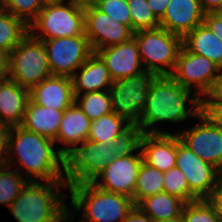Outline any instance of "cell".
Here are the masks:
<instances>
[{
	"mask_svg": "<svg viewBox=\"0 0 222 222\" xmlns=\"http://www.w3.org/2000/svg\"><path fill=\"white\" fill-rule=\"evenodd\" d=\"M54 145L55 142L49 138L20 125L14 126L9 138L6 165L15 169V155L17 167L27 170L24 173L27 174V181H37L36 178L43 182L66 181V158L58 149L55 150Z\"/></svg>",
	"mask_w": 222,
	"mask_h": 222,
	"instance_id": "obj_1",
	"label": "cell"
},
{
	"mask_svg": "<svg viewBox=\"0 0 222 222\" xmlns=\"http://www.w3.org/2000/svg\"><path fill=\"white\" fill-rule=\"evenodd\" d=\"M188 102L191 103L190 109L186 108ZM201 102L202 99L193 91L183 87L170 76H156L149 86L137 126L143 133H170L153 125L164 121L183 122L192 115L197 117L202 111Z\"/></svg>",
	"mask_w": 222,
	"mask_h": 222,
	"instance_id": "obj_2",
	"label": "cell"
},
{
	"mask_svg": "<svg viewBox=\"0 0 222 222\" xmlns=\"http://www.w3.org/2000/svg\"><path fill=\"white\" fill-rule=\"evenodd\" d=\"M62 188L68 189L66 181H28L8 209L17 222H71L74 214L64 204Z\"/></svg>",
	"mask_w": 222,
	"mask_h": 222,
	"instance_id": "obj_3",
	"label": "cell"
},
{
	"mask_svg": "<svg viewBox=\"0 0 222 222\" xmlns=\"http://www.w3.org/2000/svg\"><path fill=\"white\" fill-rule=\"evenodd\" d=\"M72 208L83 216L80 222H122L136 206L132 198L108 192L92 182L68 185Z\"/></svg>",
	"mask_w": 222,
	"mask_h": 222,
	"instance_id": "obj_4",
	"label": "cell"
},
{
	"mask_svg": "<svg viewBox=\"0 0 222 222\" xmlns=\"http://www.w3.org/2000/svg\"><path fill=\"white\" fill-rule=\"evenodd\" d=\"M145 71L156 76H169L174 69L182 38L158 27L134 32Z\"/></svg>",
	"mask_w": 222,
	"mask_h": 222,
	"instance_id": "obj_5",
	"label": "cell"
},
{
	"mask_svg": "<svg viewBox=\"0 0 222 222\" xmlns=\"http://www.w3.org/2000/svg\"><path fill=\"white\" fill-rule=\"evenodd\" d=\"M66 3L43 6L29 24V34L40 41L85 35L84 10L70 0Z\"/></svg>",
	"mask_w": 222,
	"mask_h": 222,
	"instance_id": "obj_6",
	"label": "cell"
},
{
	"mask_svg": "<svg viewBox=\"0 0 222 222\" xmlns=\"http://www.w3.org/2000/svg\"><path fill=\"white\" fill-rule=\"evenodd\" d=\"M9 64V79L28 90L52 75L43 42L29 33L10 52Z\"/></svg>",
	"mask_w": 222,
	"mask_h": 222,
	"instance_id": "obj_7",
	"label": "cell"
},
{
	"mask_svg": "<svg viewBox=\"0 0 222 222\" xmlns=\"http://www.w3.org/2000/svg\"><path fill=\"white\" fill-rule=\"evenodd\" d=\"M111 143L86 140L66 157L68 185L93 182L116 157Z\"/></svg>",
	"mask_w": 222,
	"mask_h": 222,
	"instance_id": "obj_8",
	"label": "cell"
},
{
	"mask_svg": "<svg viewBox=\"0 0 222 222\" xmlns=\"http://www.w3.org/2000/svg\"><path fill=\"white\" fill-rule=\"evenodd\" d=\"M155 77L156 75L145 71L114 81L109 88L112 111L131 125H137L145 106L149 86Z\"/></svg>",
	"mask_w": 222,
	"mask_h": 222,
	"instance_id": "obj_9",
	"label": "cell"
},
{
	"mask_svg": "<svg viewBox=\"0 0 222 222\" xmlns=\"http://www.w3.org/2000/svg\"><path fill=\"white\" fill-rule=\"evenodd\" d=\"M52 75L72 77L94 53L86 35L42 41Z\"/></svg>",
	"mask_w": 222,
	"mask_h": 222,
	"instance_id": "obj_10",
	"label": "cell"
},
{
	"mask_svg": "<svg viewBox=\"0 0 222 222\" xmlns=\"http://www.w3.org/2000/svg\"><path fill=\"white\" fill-rule=\"evenodd\" d=\"M220 70L213 61L191 53L182 46L169 76L202 99L201 95L204 97L211 90Z\"/></svg>",
	"mask_w": 222,
	"mask_h": 222,
	"instance_id": "obj_11",
	"label": "cell"
},
{
	"mask_svg": "<svg viewBox=\"0 0 222 222\" xmlns=\"http://www.w3.org/2000/svg\"><path fill=\"white\" fill-rule=\"evenodd\" d=\"M176 166L185 175L189 192L197 200L206 199L222 179V173L194 154L178 135Z\"/></svg>",
	"mask_w": 222,
	"mask_h": 222,
	"instance_id": "obj_12",
	"label": "cell"
},
{
	"mask_svg": "<svg viewBox=\"0 0 222 222\" xmlns=\"http://www.w3.org/2000/svg\"><path fill=\"white\" fill-rule=\"evenodd\" d=\"M197 118V125L177 135L194 154L222 173V129L202 111Z\"/></svg>",
	"mask_w": 222,
	"mask_h": 222,
	"instance_id": "obj_13",
	"label": "cell"
},
{
	"mask_svg": "<svg viewBox=\"0 0 222 222\" xmlns=\"http://www.w3.org/2000/svg\"><path fill=\"white\" fill-rule=\"evenodd\" d=\"M142 162L141 150L137 154L116 156L92 183L102 190L132 198Z\"/></svg>",
	"mask_w": 222,
	"mask_h": 222,
	"instance_id": "obj_14",
	"label": "cell"
},
{
	"mask_svg": "<svg viewBox=\"0 0 222 222\" xmlns=\"http://www.w3.org/2000/svg\"><path fill=\"white\" fill-rule=\"evenodd\" d=\"M85 35L93 52L102 48L118 45L133 38L134 31L121 24L97 7L84 10Z\"/></svg>",
	"mask_w": 222,
	"mask_h": 222,
	"instance_id": "obj_15",
	"label": "cell"
},
{
	"mask_svg": "<svg viewBox=\"0 0 222 222\" xmlns=\"http://www.w3.org/2000/svg\"><path fill=\"white\" fill-rule=\"evenodd\" d=\"M107 67L113 81L145 72L134 38L118 45L95 51Z\"/></svg>",
	"mask_w": 222,
	"mask_h": 222,
	"instance_id": "obj_16",
	"label": "cell"
},
{
	"mask_svg": "<svg viewBox=\"0 0 222 222\" xmlns=\"http://www.w3.org/2000/svg\"><path fill=\"white\" fill-rule=\"evenodd\" d=\"M204 16L200 0H170L159 27L183 38L203 23Z\"/></svg>",
	"mask_w": 222,
	"mask_h": 222,
	"instance_id": "obj_17",
	"label": "cell"
},
{
	"mask_svg": "<svg viewBox=\"0 0 222 222\" xmlns=\"http://www.w3.org/2000/svg\"><path fill=\"white\" fill-rule=\"evenodd\" d=\"M29 100L42 107L65 110L75 102L72 79L51 75L29 90Z\"/></svg>",
	"mask_w": 222,
	"mask_h": 222,
	"instance_id": "obj_18",
	"label": "cell"
},
{
	"mask_svg": "<svg viewBox=\"0 0 222 222\" xmlns=\"http://www.w3.org/2000/svg\"><path fill=\"white\" fill-rule=\"evenodd\" d=\"M140 150L146 164L167 172L176 166L177 133H144Z\"/></svg>",
	"mask_w": 222,
	"mask_h": 222,
	"instance_id": "obj_19",
	"label": "cell"
},
{
	"mask_svg": "<svg viewBox=\"0 0 222 222\" xmlns=\"http://www.w3.org/2000/svg\"><path fill=\"white\" fill-rule=\"evenodd\" d=\"M91 120L82 112L74 102L64 110V115L59 126L56 142L66 147L58 149L66 158L79 144L88 139Z\"/></svg>",
	"mask_w": 222,
	"mask_h": 222,
	"instance_id": "obj_20",
	"label": "cell"
},
{
	"mask_svg": "<svg viewBox=\"0 0 222 222\" xmlns=\"http://www.w3.org/2000/svg\"><path fill=\"white\" fill-rule=\"evenodd\" d=\"M71 77L74 96L81 93L108 90L113 85L109 71L102 59L94 52ZM84 91V92H83Z\"/></svg>",
	"mask_w": 222,
	"mask_h": 222,
	"instance_id": "obj_21",
	"label": "cell"
},
{
	"mask_svg": "<svg viewBox=\"0 0 222 222\" xmlns=\"http://www.w3.org/2000/svg\"><path fill=\"white\" fill-rule=\"evenodd\" d=\"M29 101V90L8 79L0 91V121L11 127L22 123Z\"/></svg>",
	"mask_w": 222,
	"mask_h": 222,
	"instance_id": "obj_22",
	"label": "cell"
},
{
	"mask_svg": "<svg viewBox=\"0 0 222 222\" xmlns=\"http://www.w3.org/2000/svg\"><path fill=\"white\" fill-rule=\"evenodd\" d=\"M63 115L64 110L42 107L29 100L20 126L55 141Z\"/></svg>",
	"mask_w": 222,
	"mask_h": 222,
	"instance_id": "obj_23",
	"label": "cell"
},
{
	"mask_svg": "<svg viewBox=\"0 0 222 222\" xmlns=\"http://www.w3.org/2000/svg\"><path fill=\"white\" fill-rule=\"evenodd\" d=\"M182 46L213 61L222 69V41L201 23L182 38Z\"/></svg>",
	"mask_w": 222,
	"mask_h": 222,
	"instance_id": "obj_24",
	"label": "cell"
},
{
	"mask_svg": "<svg viewBox=\"0 0 222 222\" xmlns=\"http://www.w3.org/2000/svg\"><path fill=\"white\" fill-rule=\"evenodd\" d=\"M185 204L182 199L163 191L142 199L136 206L154 222L180 216Z\"/></svg>",
	"mask_w": 222,
	"mask_h": 222,
	"instance_id": "obj_25",
	"label": "cell"
},
{
	"mask_svg": "<svg viewBox=\"0 0 222 222\" xmlns=\"http://www.w3.org/2000/svg\"><path fill=\"white\" fill-rule=\"evenodd\" d=\"M131 124L114 112L91 121L88 140L112 143V140L126 131Z\"/></svg>",
	"mask_w": 222,
	"mask_h": 222,
	"instance_id": "obj_26",
	"label": "cell"
},
{
	"mask_svg": "<svg viewBox=\"0 0 222 222\" xmlns=\"http://www.w3.org/2000/svg\"><path fill=\"white\" fill-rule=\"evenodd\" d=\"M28 33L29 27L22 19L0 10V50L10 53Z\"/></svg>",
	"mask_w": 222,
	"mask_h": 222,
	"instance_id": "obj_27",
	"label": "cell"
},
{
	"mask_svg": "<svg viewBox=\"0 0 222 222\" xmlns=\"http://www.w3.org/2000/svg\"><path fill=\"white\" fill-rule=\"evenodd\" d=\"M163 187L164 172L143 161L138 171L135 191L132 197L134 204L137 205L142 199L163 192Z\"/></svg>",
	"mask_w": 222,
	"mask_h": 222,
	"instance_id": "obj_28",
	"label": "cell"
},
{
	"mask_svg": "<svg viewBox=\"0 0 222 222\" xmlns=\"http://www.w3.org/2000/svg\"><path fill=\"white\" fill-rule=\"evenodd\" d=\"M75 103L91 121L113 112L109 89L75 96Z\"/></svg>",
	"mask_w": 222,
	"mask_h": 222,
	"instance_id": "obj_29",
	"label": "cell"
},
{
	"mask_svg": "<svg viewBox=\"0 0 222 222\" xmlns=\"http://www.w3.org/2000/svg\"><path fill=\"white\" fill-rule=\"evenodd\" d=\"M9 169L7 165H0V204L7 207L19 196L28 182L23 178L21 171Z\"/></svg>",
	"mask_w": 222,
	"mask_h": 222,
	"instance_id": "obj_30",
	"label": "cell"
},
{
	"mask_svg": "<svg viewBox=\"0 0 222 222\" xmlns=\"http://www.w3.org/2000/svg\"><path fill=\"white\" fill-rule=\"evenodd\" d=\"M127 3L131 15V29L134 32L160 26V21L152 13L147 0H127Z\"/></svg>",
	"mask_w": 222,
	"mask_h": 222,
	"instance_id": "obj_31",
	"label": "cell"
},
{
	"mask_svg": "<svg viewBox=\"0 0 222 222\" xmlns=\"http://www.w3.org/2000/svg\"><path fill=\"white\" fill-rule=\"evenodd\" d=\"M164 192L182 199L185 203L197 199L189 192L188 182L183 172L177 167L164 172Z\"/></svg>",
	"mask_w": 222,
	"mask_h": 222,
	"instance_id": "obj_32",
	"label": "cell"
},
{
	"mask_svg": "<svg viewBox=\"0 0 222 222\" xmlns=\"http://www.w3.org/2000/svg\"><path fill=\"white\" fill-rule=\"evenodd\" d=\"M144 133L137 125H131L121 135L112 140V148L116 156H128L140 150L141 137Z\"/></svg>",
	"mask_w": 222,
	"mask_h": 222,
	"instance_id": "obj_33",
	"label": "cell"
},
{
	"mask_svg": "<svg viewBox=\"0 0 222 222\" xmlns=\"http://www.w3.org/2000/svg\"><path fill=\"white\" fill-rule=\"evenodd\" d=\"M2 8L22 19L28 26L43 8L40 0H1Z\"/></svg>",
	"mask_w": 222,
	"mask_h": 222,
	"instance_id": "obj_34",
	"label": "cell"
},
{
	"mask_svg": "<svg viewBox=\"0 0 222 222\" xmlns=\"http://www.w3.org/2000/svg\"><path fill=\"white\" fill-rule=\"evenodd\" d=\"M183 222H220L206 199H198L184 205Z\"/></svg>",
	"mask_w": 222,
	"mask_h": 222,
	"instance_id": "obj_35",
	"label": "cell"
},
{
	"mask_svg": "<svg viewBox=\"0 0 222 222\" xmlns=\"http://www.w3.org/2000/svg\"><path fill=\"white\" fill-rule=\"evenodd\" d=\"M97 8L121 24L131 28V15L127 0H100Z\"/></svg>",
	"mask_w": 222,
	"mask_h": 222,
	"instance_id": "obj_36",
	"label": "cell"
},
{
	"mask_svg": "<svg viewBox=\"0 0 222 222\" xmlns=\"http://www.w3.org/2000/svg\"><path fill=\"white\" fill-rule=\"evenodd\" d=\"M201 105H222V69L215 79L211 90L202 97Z\"/></svg>",
	"mask_w": 222,
	"mask_h": 222,
	"instance_id": "obj_37",
	"label": "cell"
},
{
	"mask_svg": "<svg viewBox=\"0 0 222 222\" xmlns=\"http://www.w3.org/2000/svg\"><path fill=\"white\" fill-rule=\"evenodd\" d=\"M11 129V126L0 121V165H6Z\"/></svg>",
	"mask_w": 222,
	"mask_h": 222,
	"instance_id": "obj_38",
	"label": "cell"
},
{
	"mask_svg": "<svg viewBox=\"0 0 222 222\" xmlns=\"http://www.w3.org/2000/svg\"><path fill=\"white\" fill-rule=\"evenodd\" d=\"M206 201L212 206L219 221L222 222V179L206 198Z\"/></svg>",
	"mask_w": 222,
	"mask_h": 222,
	"instance_id": "obj_39",
	"label": "cell"
},
{
	"mask_svg": "<svg viewBox=\"0 0 222 222\" xmlns=\"http://www.w3.org/2000/svg\"><path fill=\"white\" fill-rule=\"evenodd\" d=\"M203 23L208 29L222 41V18L214 13H206Z\"/></svg>",
	"mask_w": 222,
	"mask_h": 222,
	"instance_id": "obj_40",
	"label": "cell"
},
{
	"mask_svg": "<svg viewBox=\"0 0 222 222\" xmlns=\"http://www.w3.org/2000/svg\"><path fill=\"white\" fill-rule=\"evenodd\" d=\"M205 113L219 128L222 129V105H201Z\"/></svg>",
	"mask_w": 222,
	"mask_h": 222,
	"instance_id": "obj_41",
	"label": "cell"
},
{
	"mask_svg": "<svg viewBox=\"0 0 222 222\" xmlns=\"http://www.w3.org/2000/svg\"><path fill=\"white\" fill-rule=\"evenodd\" d=\"M169 1L170 0H147V3L152 13L160 20L166 11Z\"/></svg>",
	"mask_w": 222,
	"mask_h": 222,
	"instance_id": "obj_42",
	"label": "cell"
},
{
	"mask_svg": "<svg viewBox=\"0 0 222 222\" xmlns=\"http://www.w3.org/2000/svg\"><path fill=\"white\" fill-rule=\"evenodd\" d=\"M10 53L0 50V79L9 78L10 74Z\"/></svg>",
	"mask_w": 222,
	"mask_h": 222,
	"instance_id": "obj_43",
	"label": "cell"
},
{
	"mask_svg": "<svg viewBox=\"0 0 222 222\" xmlns=\"http://www.w3.org/2000/svg\"><path fill=\"white\" fill-rule=\"evenodd\" d=\"M122 222H153L145 213L137 206L126 216Z\"/></svg>",
	"mask_w": 222,
	"mask_h": 222,
	"instance_id": "obj_44",
	"label": "cell"
},
{
	"mask_svg": "<svg viewBox=\"0 0 222 222\" xmlns=\"http://www.w3.org/2000/svg\"><path fill=\"white\" fill-rule=\"evenodd\" d=\"M200 1H201L202 10L206 14V13H214V11L218 8L222 0H200Z\"/></svg>",
	"mask_w": 222,
	"mask_h": 222,
	"instance_id": "obj_45",
	"label": "cell"
},
{
	"mask_svg": "<svg viewBox=\"0 0 222 222\" xmlns=\"http://www.w3.org/2000/svg\"><path fill=\"white\" fill-rule=\"evenodd\" d=\"M77 8L86 10L97 7L100 0H70Z\"/></svg>",
	"mask_w": 222,
	"mask_h": 222,
	"instance_id": "obj_46",
	"label": "cell"
},
{
	"mask_svg": "<svg viewBox=\"0 0 222 222\" xmlns=\"http://www.w3.org/2000/svg\"><path fill=\"white\" fill-rule=\"evenodd\" d=\"M43 6L63 3L64 0H40Z\"/></svg>",
	"mask_w": 222,
	"mask_h": 222,
	"instance_id": "obj_47",
	"label": "cell"
},
{
	"mask_svg": "<svg viewBox=\"0 0 222 222\" xmlns=\"http://www.w3.org/2000/svg\"><path fill=\"white\" fill-rule=\"evenodd\" d=\"M154 222H183V216L181 214L180 216H177L172 219H164V220L154 221Z\"/></svg>",
	"mask_w": 222,
	"mask_h": 222,
	"instance_id": "obj_48",
	"label": "cell"
},
{
	"mask_svg": "<svg viewBox=\"0 0 222 222\" xmlns=\"http://www.w3.org/2000/svg\"><path fill=\"white\" fill-rule=\"evenodd\" d=\"M214 14L222 18V1L219 4L218 8L214 11Z\"/></svg>",
	"mask_w": 222,
	"mask_h": 222,
	"instance_id": "obj_49",
	"label": "cell"
},
{
	"mask_svg": "<svg viewBox=\"0 0 222 222\" xmlns=\"http://www.w3.org/2000/svg\"><path fill=\"white\" fill-rule=\"evenodd\" d=\"M8 79H9V78H2V79H0V91H1L2 85H3Z\"/></svg>",
	"mask_w": 222,
	"mask_h": 222,
	"instance_id": "obj_50",
	"label": "cell"
},
{
	"mask_svg": "<svg viewBox=\"0 0 222 222\" xmlns=\"http://www.w3.org/2000/svg\"><path fill=\"white\" fill-rule=\"evenodd\" d=\"M2 9V1L0 0V10Z\"/></svg>",
	"mask_w": 222,
	"mask_h": 222,
	"instance_id": "obj_51",
	"label": "cell"
}]
</instances>
